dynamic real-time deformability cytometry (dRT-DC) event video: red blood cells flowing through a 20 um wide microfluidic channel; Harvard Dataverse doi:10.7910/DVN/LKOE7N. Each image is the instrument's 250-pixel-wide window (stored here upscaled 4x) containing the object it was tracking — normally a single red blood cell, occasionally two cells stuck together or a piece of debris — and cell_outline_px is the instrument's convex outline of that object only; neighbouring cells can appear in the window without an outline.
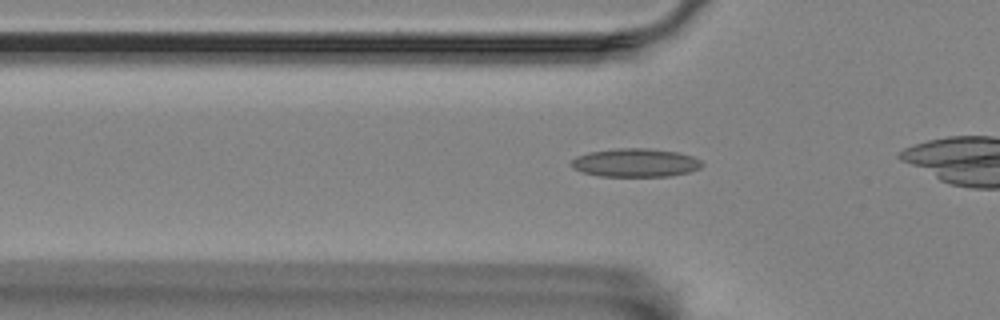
{"species": "Egyptian fruit bat (a non-hibernating species)", "species_latin": "Rousettus aegyptiacus", "temperature_condition": "room temperature", "stored_images_in_passage": 30, "camera_frame_rate_fps": 3000, "um_per_image_px": 0.085, "animal": {"sex": "female"}, "frame": {"image": 1, "passage_image": 10, "time_ms": 3.0, "image_size_px": [1000, 320], "cell_outline_px": [[704, 164], [700, 168], [688, 172], [672, 176], [600, 176], [584, 172], [572, 168], [568, 164], [576, 156], [588, 152], [616, 148], [648, 148], [676, 152], [692, 156], [700, 160]], "centroid_in_image_um": [53.99, 13.83], "position_along_channel_um": 71.8, "area_um2": 21.73}}
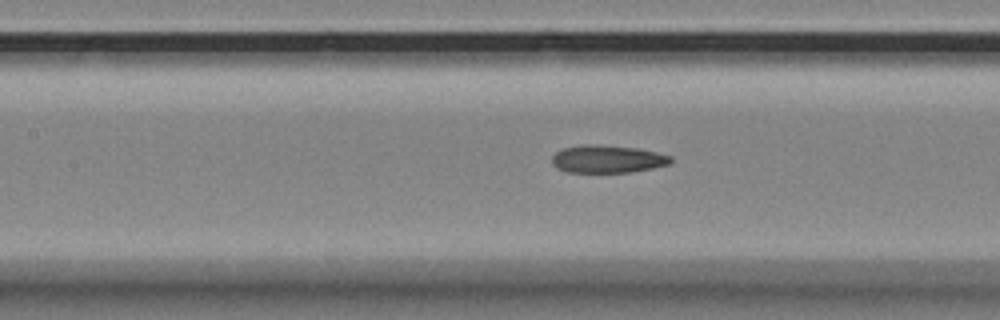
{"frame": {"image": 2, "passage_image": 17, "time_ms": 5.333, "image_size_px": [1000, 320], "cell_outline_px": [[672, 160], [668, 164], [652, 168], [632, 172], [568, 172], [556, 168], [552, 164], [552, 156], [556, 152], [564, 148], [584, 144], [600, 144], [636, 148], [656, 152], [672, 156]], "centroid_in_image_um": [51.61, 13.51], "position_along_channel_um": 155.8, "area_um2": 19.19}}
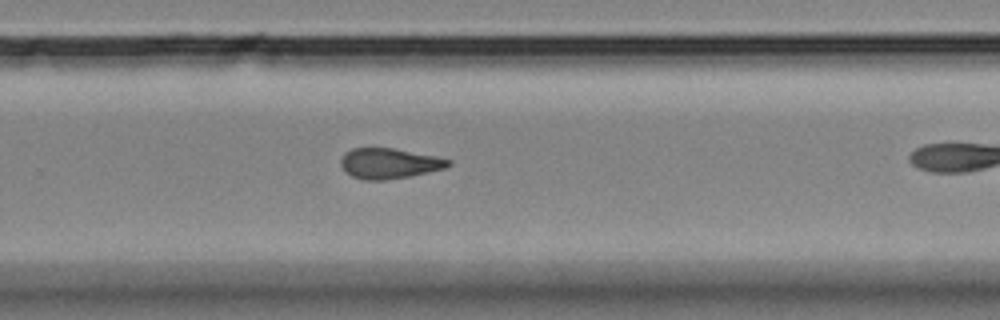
{"frame": {"image": 3, "passage_image": 29, "time_ms": 9.333, "image_size_px": [1000, 320], "cell_outline_px": [[452, 164], [444, 168], [428, 172], [408, 176], [384, 180], [364, 180], [352, 176], [344, 172], [340, 164], [340, 160], [344, 152], [352, 148], [392, 148], [436, 156], [452, 160]], "centroid_in_image_um": [33.04, 13.88], "position_along_channel_um": 296.8, "area_um2": 19.07}}